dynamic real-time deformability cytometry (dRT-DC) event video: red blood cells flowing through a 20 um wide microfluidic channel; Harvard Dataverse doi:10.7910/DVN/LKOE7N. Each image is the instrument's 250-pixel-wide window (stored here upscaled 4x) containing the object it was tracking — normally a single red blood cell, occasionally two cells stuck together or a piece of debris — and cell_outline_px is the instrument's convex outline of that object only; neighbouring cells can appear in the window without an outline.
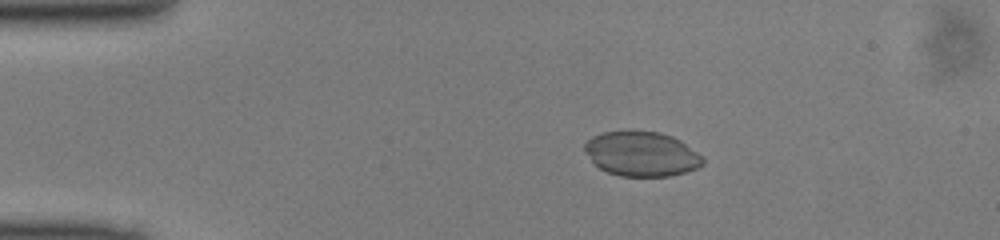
{"species": "common noctule bat (a hibernating species)", "species_latin": "Nyctalus noctula", "temperature_condition": "cold", "stored_images_in_passage": 41, "camera_frame_rate_fps": 3000, "um_per_image_px": 0.085, "animal": {"sex": "male", "body_mass_g": 13.0, "forearm_length_mm": 53.1}, "frame": {"image": 1, "passage_image": 1, "time_ms": 0.0, "image_size_px": [1000, 240], "cell_outline_px": [[704, 164], [696, 168], [672, 176], [620, 176], [608, 172], [600, 168], [584, 152], [584, 144], [592, 136], [604, 132], [624, 128], [632, 128], [660, 132], [672, 136], [680, 140], [704, 156]], "centroid_in_image_um": [54.53, 13.03], "position_along_channel_um": 30.5, "area_um2": 31.5}}
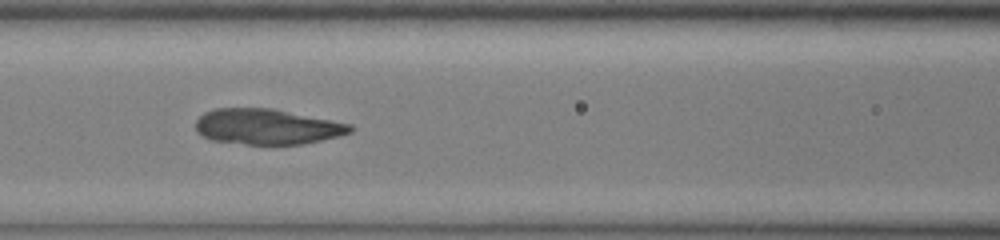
{"frame": {"image": 2, "passage_image": 13, "time_ms": 4.0, "image_size_px": [1000, 240], "cell_outline_px": [[352, 132], [340, 136], [300, 144], [244, 144], [212, 140], [196, 132], [196, 120], [204, 112], [216, 108], [272, 108], [352, 124]], "centroid_in_image_um": [22.69, 10.76], "position_along_channel_um": 143.9, "area_um2": 31.91}}
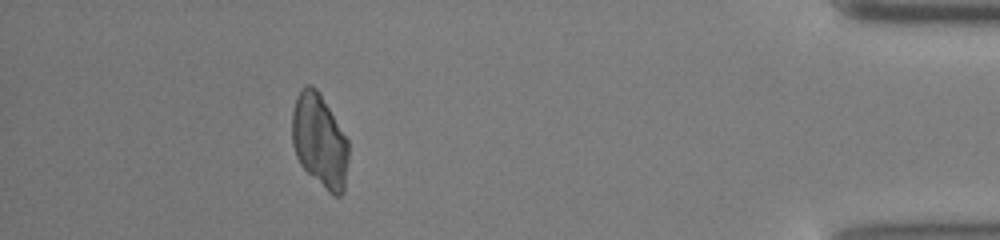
{"frame": {"image": 3, "passage_image": 36, "time_ms": 11.667, "image_size_px": [1000, 240], "cell_outline_px": [[348, 160], [344, 192], [340, 196], [332, 196], [300, 164], [296, 156], [292, 144], [292, 112], [296, 96], [300, 88], [304, 84], [312, 84], [320, 92], [348, 140]], "centroid_in_image_um": [27.16, 11.94], "position_along_channel_um": 408.0, "area_um2": 31.04}}